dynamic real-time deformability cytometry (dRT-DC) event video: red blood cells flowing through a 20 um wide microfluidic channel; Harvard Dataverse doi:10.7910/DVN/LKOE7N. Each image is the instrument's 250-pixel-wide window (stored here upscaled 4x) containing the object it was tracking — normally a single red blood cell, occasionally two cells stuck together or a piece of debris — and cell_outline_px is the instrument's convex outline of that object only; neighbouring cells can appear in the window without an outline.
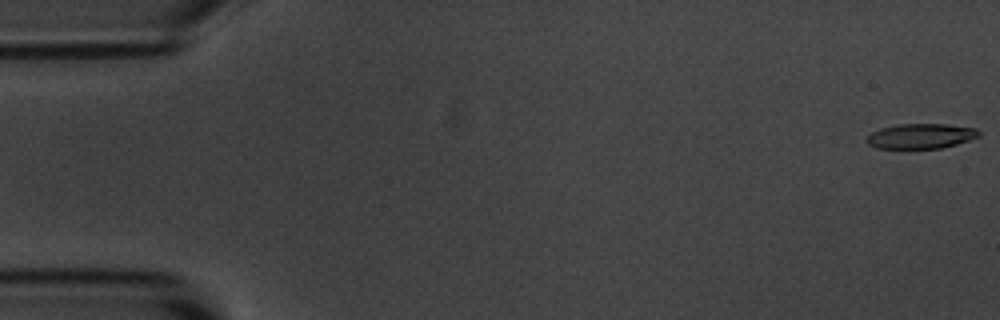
{"species": "common noctule bat (a hibernating species)", "species_latin": "Nyctalus noctula", "temperature_condition": "room temperature", "stored_images_in_passage": 13, "camera_frame_rate_fps": 3000, "um_per_image_px": 0.085, "animal": {"sex": "male", "body_mass_g": 20.1, "forearm_length_mm": 53.5}, "frame": {"image": 1, "passage_image": 1, "time_ms": 0.0, "image_size_px": [1000, 320], "cell_outline_px": [[980, 136], [956, 144], [940, 148], [876, 148], [868, 144], [864, 140], [872, 132], [880, 128], [900, 124], [948, 124], [976, 128], [980, 132]], "centroid_in_image_um": [78.26, 11.56], "position_along_channel_um": 6.7, "area_um2": 16.3}}
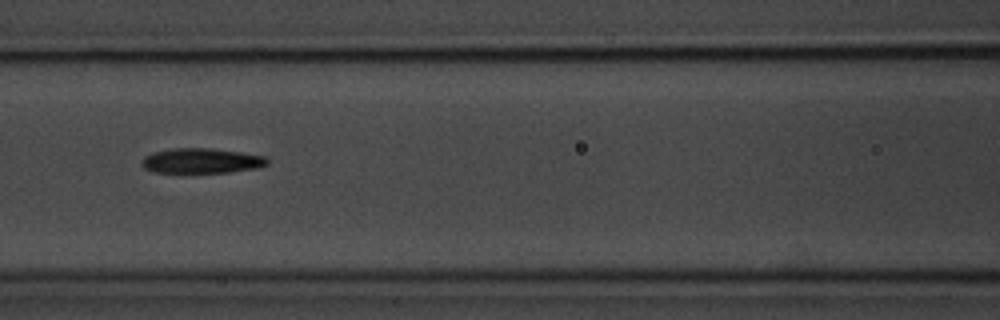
{"frame": {"image": 2, "passage_image": 7, "time_ms": 7.667, "image_size_px": [1000, 320], "cell_outline_px": [[268, 164], [256, 168], [228, 172], [152, 172], [144, 168], [140, 164], [144, 156], [152, 152], [172, 148], [212, 148], [240, 152], [264, 156], [268, 160]], "centroid_in_image_um": [17.08, 13.66], "position_along_channel_um": 149.5, "area_um2": 18.26}}
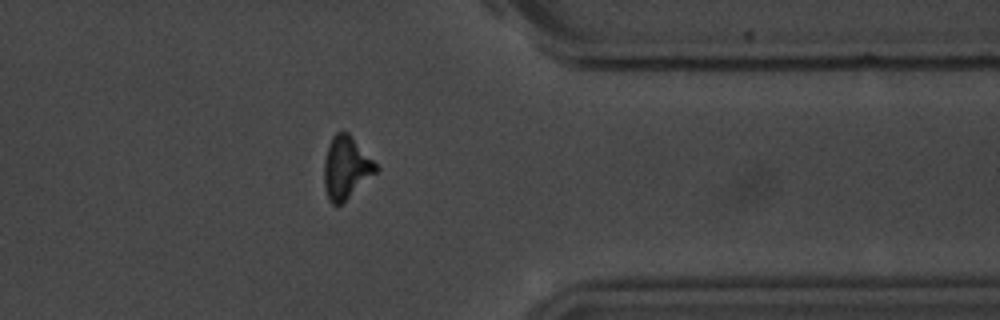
{"frame": {"image": 3, "passage_image": 13, "time_ms": 14.333, "image_size_px": [1000, 320], "cell_outline_px": [[380, 168], [376, 172], [340, 204], [332, 204], [328, 200], [324, 188], [324, 160], [328, 144], [332, 136], [336, 132], [348, 132], [352, 136]], "centroid_in_image_um": [29.39, 14.22], "position_along_channel_um": 382.0, "area_um2": 18.67}, "authors_computed_cell_mechanics": {"area_um2": 18.2648, "velocity_mm_per_s": 3.6604, "shape_relaxation_time_tau1_ms": 2.7799, "shape_relaxation_time_tau2_ms": 7.4501, "deformation_change_tau1": 0.1087, "deformation_change_tau2": 0.1906}}